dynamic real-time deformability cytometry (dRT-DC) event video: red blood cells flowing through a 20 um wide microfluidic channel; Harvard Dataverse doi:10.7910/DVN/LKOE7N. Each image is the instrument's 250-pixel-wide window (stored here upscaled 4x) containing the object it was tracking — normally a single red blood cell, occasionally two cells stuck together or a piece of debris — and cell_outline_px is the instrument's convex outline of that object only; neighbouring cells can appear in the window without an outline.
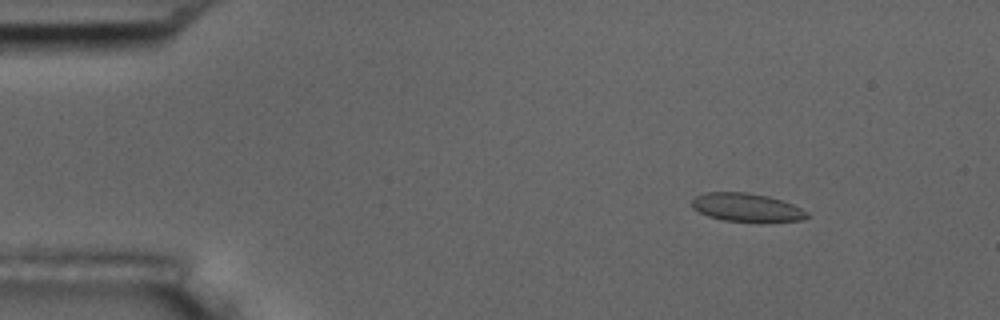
{"species": "common noctule bat (a hibernating species)", "species_latin": "Nyctalus noctula", "temperature_condition": "room temperature", "stored_images_in_passage": 6, "camera_frame_rate_fps": 3000, "um_per_image_px": 0.085, "animal": {"sex": "male", "body_mass_g": 17.5, "forearm_length_mm": 52.3}, "frame": {"image": 1, "passage_image": 2, "time_ms": 1.0, "image_size_px": [1000, 320], "cell_outline_px": [[808, 216], [804, 220], [724, 220], [708, 216], [692, 208], [692, 200], [696, 196], [704, 192], [748, 192], [768, 196], [792, 204], [808, 212]], "centroid_in_image_um": [63.41, 17.6], "position_along_channel_um": 21.6, "area_um2": 18.44}}
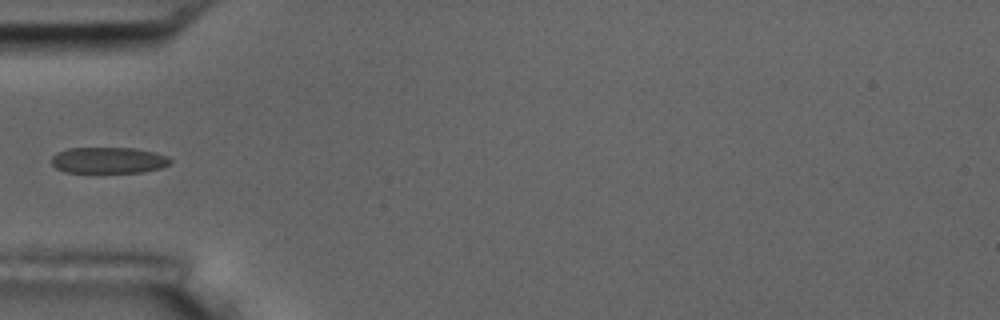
{"frame": {"image": 2, "passage_image": 5, "time_ms": 4.667, "image_size_px": [1000, 320], "cell_outline_px": [[172, 160], [168, 164], [160, 168], [140, 172], [64, 172], [56, 168], [52, 164], [52, 156], [56, 152], [68, 148], [136, 148], [156, 152], [168, 156]], "centroid_in_image_um": [9.21, 13.61], "position_along_channel_um": 75.8, "area_um2": 18.15}}